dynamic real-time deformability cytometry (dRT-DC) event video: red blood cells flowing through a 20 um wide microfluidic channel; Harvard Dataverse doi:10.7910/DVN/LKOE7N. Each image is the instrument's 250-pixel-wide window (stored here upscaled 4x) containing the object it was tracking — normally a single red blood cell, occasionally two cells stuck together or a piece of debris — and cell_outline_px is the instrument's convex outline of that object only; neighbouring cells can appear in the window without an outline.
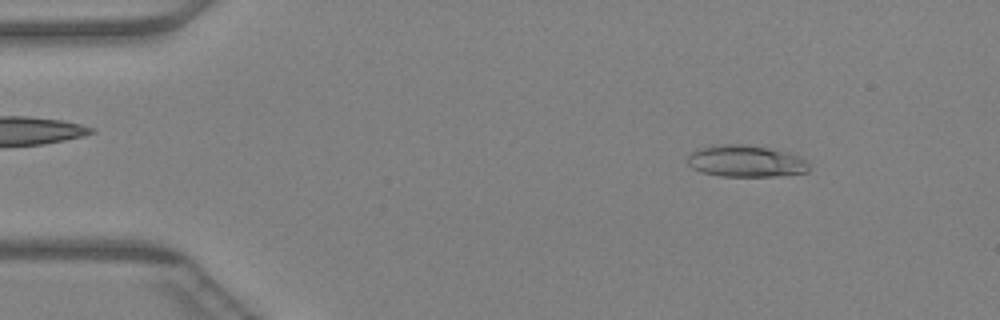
{"species": "Egyptian fruit bat (a non-hibernating species)", "species_latin": "Rousettus aegyptiacus", "temperature_condition": "warm", "stored_images_in_passage": 46, "camera_frame_rate_fps": 3000, "um_per_image_px": 0.085, "animal": {"sex": "female"}, "frame": {"image": 1, "passage_image": 6, "time_ms": 1.667, "image_size_px": [1000, 320], "cell_outline_px": [[808, 172], [776, 176], [720, 176], [700, 172], [692, 168], [688, 164], [688, 156], [692, 152], [700, 148], [712, 144], [748, 144], [788, 152], [800, 156], [808, 160]], "centroid_in_image_um": [63.39, 13.69], "position_along_channel_um": 21.6, "area_um2": 22.72}}
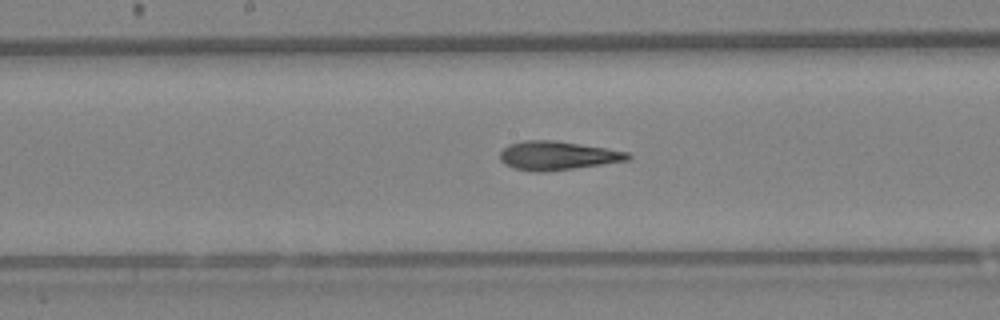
{"frame": {"image": 2, "passage_image": 24, "time_ms": 7.667, "image_size_px": [1000, 320], "cell_outline_px": [[632, 156], [628, 160], [572, 168], [540, 172], [536, 172], [512, 168], [504, 164], [500, 160], [500, 152], [508, 144], [524, 140], [556, 140], [608, 148], [628, 152]], "centroid_in_image_um": [47.35, 13.21], "position_along_channel_um": 200.9, "area_um2": 21.39}}
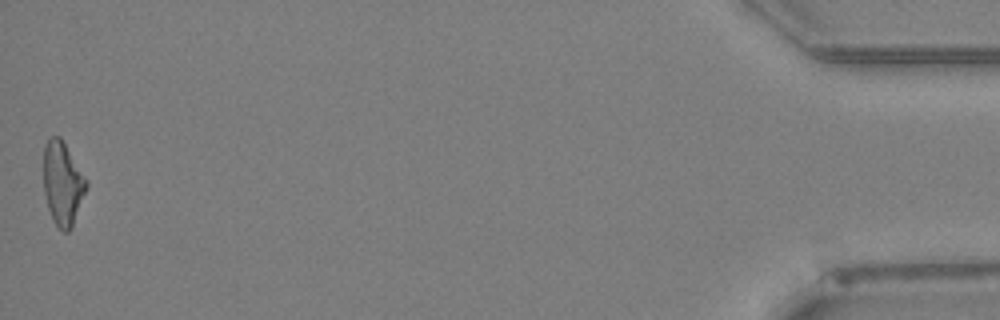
{"frame": {"image": 3, "passage_image": 46, "time_ms": 15.0, "image_size_px": [1000, 320], "cell_outline_px": [[88, 184], [72, 228], [68, 232], [64, 232], [52, 220], [48, 208], [44, 192], [44, 144], [52, 136], [60, 136], [88, 180]], "centroid_in_image_um": [5.33, 15.59], "position_along_channel_um": 429.9, "area_um2": 20.81}}